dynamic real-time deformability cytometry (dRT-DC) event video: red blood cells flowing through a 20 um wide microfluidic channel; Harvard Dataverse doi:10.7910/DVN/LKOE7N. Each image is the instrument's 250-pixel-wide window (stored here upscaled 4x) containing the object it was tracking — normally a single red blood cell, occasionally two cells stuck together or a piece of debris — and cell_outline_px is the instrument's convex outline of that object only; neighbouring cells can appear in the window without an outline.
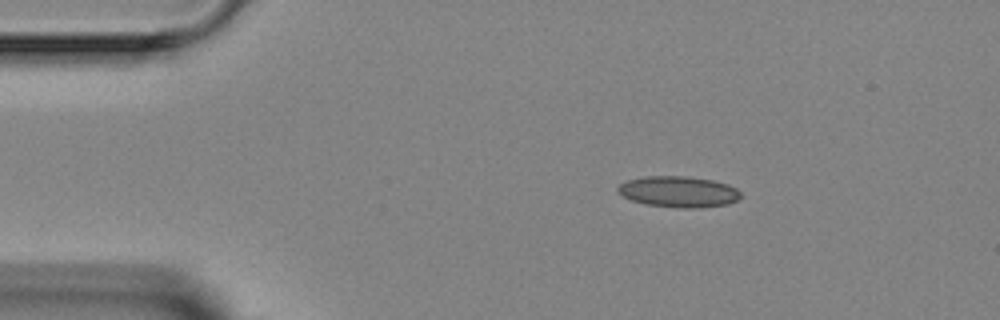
{"species": "Egyptian fruit bat (a non-hibernating species)", "species_latin": "Rousettus aegyptiacus", "temperature_condition": "room temperature", "stored_images_in_passage": 4, "camera_frame_rate_fps": 3000, "um_per_image_px": 0.085, "animal": {"sex": "female"}, "frame": {"image": 1, "passage_image": 1, "time_ms": 0.0, "image_size_px": [1000, 320], "cell_outline_px": [[740, 196], [736, 200], [728, 204], [700, 208], [680, 208], [644, 204], [632, 200], [616, 192], [616, 188], [620, 184], [628, 180], [644, 176], [684, 176], [712, 180], [728, 184], [736, 188], [740, 192]], "centroid_in_image_um": [57.66, 16.3], "position_along_channel_um": 27.3, "area_um2": 22.25}}
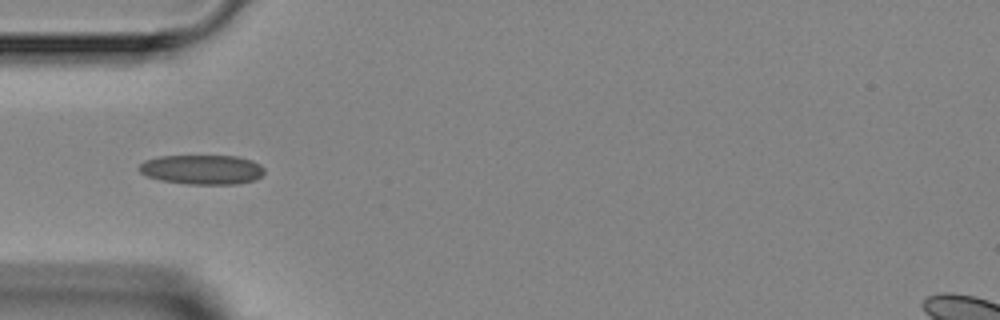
{"frame": {"image": 2, "passage_image": 3, "time_ms": 2.333, "image_size_px": [1000, 320], "cell_outline_px": [[264, 172], [256, 180], [236, 184], [188, 184], [160, 180], [148, 176], [140, 172], [136, 168], [144, 160], [156, 156], [236, 156], [252, 160], [260, 164], [264, 168]], "centroid_in_image_um": [17.16, 14.41], "position_along_channel_um": 67.8, "area_um2": 21.73}}
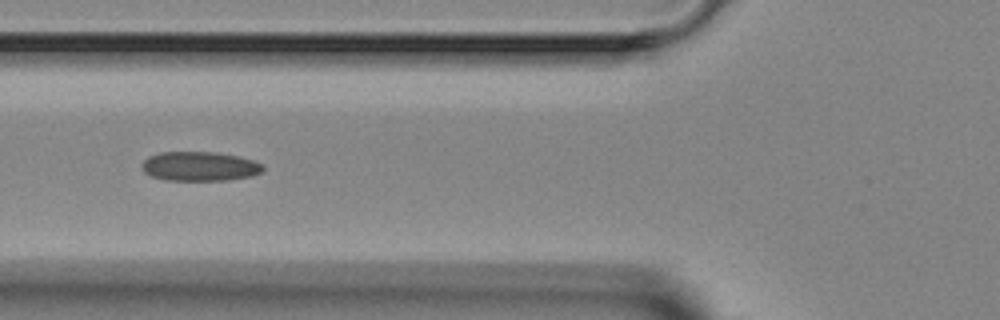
{"frame": {"image": 3, "passage_image": 4, "time_ms": 3.333, "image_size_px": [1000, 320], "cell_outline_px": [[264, 168], [260, 172], [252, 176], [228, 180], [164, 180], [152, 176], [144, 172], [140, 164], [148, 156], [160, 152], [216, 152], [240, 156], [252, 160], [260, 164]], "centroid_in_image_um": [16.94, 14.13], "position_along_channel_um": 108.9, "area_um2": 20.75}}